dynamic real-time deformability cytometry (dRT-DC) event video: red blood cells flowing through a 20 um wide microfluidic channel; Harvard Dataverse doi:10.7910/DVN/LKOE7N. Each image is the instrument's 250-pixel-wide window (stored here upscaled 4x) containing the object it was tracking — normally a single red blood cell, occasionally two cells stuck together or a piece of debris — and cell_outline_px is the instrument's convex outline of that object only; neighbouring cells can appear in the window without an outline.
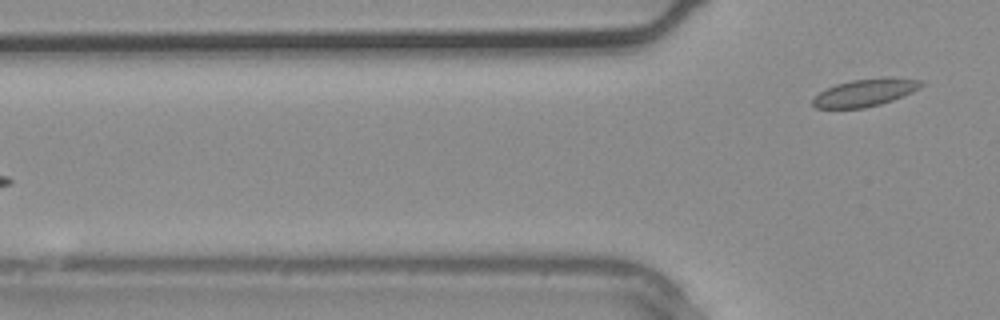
{"species": "common noctule bat (a hibernating species)", "species_latin": "Nyctalus noctula", "temperature_condition": "warm", "stored_images_in_passage": 3, "camera_frame_rate_fps": 3000, "um_per_image_px": 0.085, "animal": {"sex": "male", "body_mass_g": 20.4}, "frame": {"image": 1, "passage_image": 3, "time_ms": 0.667, "image_size_px": [1000, 320], "cell_outline_px": [[924, 84], [912, 92], [892, 100], [880, 104], [864, 108], [816, 108], [812, 104], [812, 100], [820, 92], [836, 84], [852, 80], [924, 80]], "centroid_in_image_um": [73.45, 7.93], "position_along_channel_um": 52.4, "area_um2": 16.3}}